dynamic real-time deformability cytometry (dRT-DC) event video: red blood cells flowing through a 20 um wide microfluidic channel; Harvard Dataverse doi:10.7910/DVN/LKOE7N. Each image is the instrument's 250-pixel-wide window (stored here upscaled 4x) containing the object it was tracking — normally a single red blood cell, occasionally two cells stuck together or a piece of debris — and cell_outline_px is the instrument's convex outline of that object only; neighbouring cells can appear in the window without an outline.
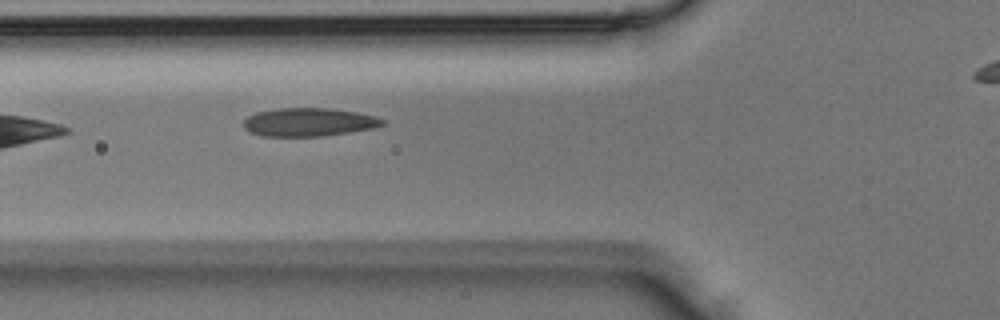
{"species": "Egyptian fruit bat (a non-hibernating species)", "species_latin": "Rousettus aegyptiacus", "temperature_condition": "room temperature", "stored_images_in_passage": 5, "camera_frame_rate_fps": 3000, "um_per_image_px": 0.085, "animal": {"sex": "male"}, "frame": {"image": 1, "passage_image": 4, "time_ms": 1.0, "image_size_px": [1000, 320], "cell_outline_px": [[384, 124], [376, 128], [324, 136], [260, 136], [244, 128], [244, 120], [248, 116], [256, 112], [276, 108], [328, 108], [356, 112], [376, 116], [384, 120]], "centroid_in_image_um": [26.26, 10.38], "position_along_channel_um": 99.5, "area_um2": 23.0}}